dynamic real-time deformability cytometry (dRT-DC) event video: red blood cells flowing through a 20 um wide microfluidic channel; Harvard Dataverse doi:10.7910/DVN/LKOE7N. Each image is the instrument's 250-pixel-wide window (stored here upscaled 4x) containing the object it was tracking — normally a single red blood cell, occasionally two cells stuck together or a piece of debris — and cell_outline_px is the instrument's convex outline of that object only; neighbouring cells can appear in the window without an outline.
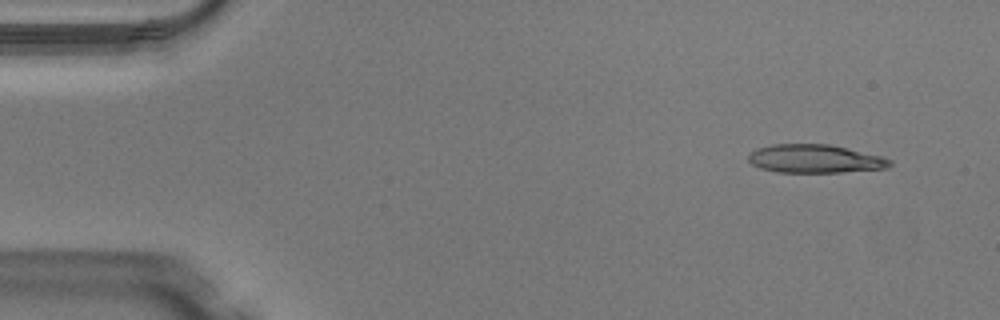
{"species": "Egyptian fruit bat (a non-hibernating species)", "species_latin": "Rousettus aegyptiacus", "temperature_condition": "warm", "stored_images_in_passage": 46, "camera_frame_rate_fps": 3000, "um_per_image_px": 0.085, "animal": {"sex": "male"}, "frame": {"image": 1, "passage_image": 1, "time_ms": 0.0, "image_size_px": [1000, 320], "cell_outline_px": [[892, 164], [888, 168], [840, 172], [776, 172], [760, 168], [752, 164], [748, 160], [748, 152], [756, 148], [772, 144], [828, 144], [880, 156], [892, 160]], "centroid_in_image_um": [69.22, 13.49], "position_along_channel_um": 15.8, "area_um2": 23.35}}
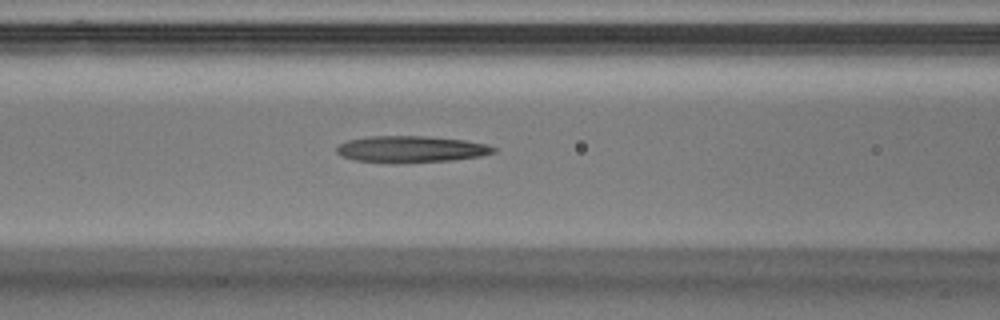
{"frame": {"image": 2, "passage_image": 17, "time_ms": 5.333, "image_size_px": [1000, 320], "cell_outline_px": [[496, 152], [480, 156], [452, 160], [396, 164], [352, 160], [340, 156], [336, 152], [336, 148], [340, 144], [348, 140], [372, 136], [424, 136], [464, 140], [484, 144], [496, 148]], "centroid_in_image_um": [34.88, 12.7], "position_along_channel_um": 131.7, "area_um2": 24.45}}
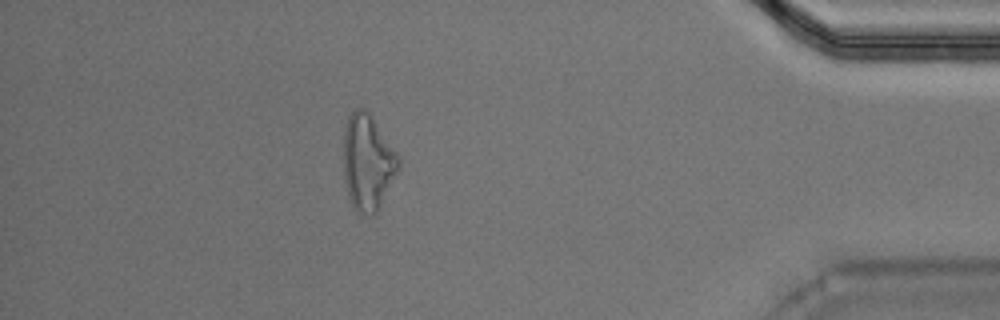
{"frame": {"image": 3, "passage_image": 40, "time_ms": 13.0, "image_size_px": [1000, 320], "cell_outline_px": [[400, 168], [376, 216], [372, 216], [356, 212], [348, 196], [344, 176], [344, 128], [348, 116], [352, 108], [364, 108], [372, 116], [396, 152], [400, 160]], "centroid_in_image_um": [31.26, 13.82], "position_along_channel_um": 403.9, "area_um2": 31.1}, "authors_computed_cell_mechanics": {"area_um2": 24.3049, "velocity_mm_per_s": 4.1139, "shape_relaxation_time_tau1_ms": null, "shape_relaxation_time_tau2_ms": 7.9318, "deformation_change_tau1": null, "deformation_change_tau2": 0.2662}}